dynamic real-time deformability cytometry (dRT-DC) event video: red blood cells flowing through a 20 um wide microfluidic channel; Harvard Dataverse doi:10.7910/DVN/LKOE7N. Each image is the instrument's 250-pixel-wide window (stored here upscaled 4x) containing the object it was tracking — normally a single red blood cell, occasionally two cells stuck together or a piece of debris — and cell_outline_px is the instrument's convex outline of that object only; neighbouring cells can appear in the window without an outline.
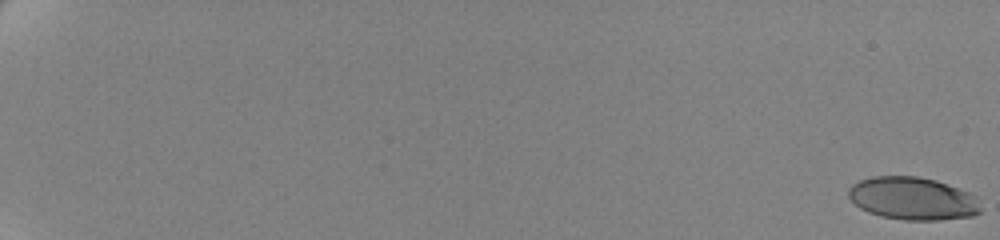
{"species": "human", "species_latin": "Homo sapiens", "temperature_condition": "cold", "stored_images_in_passage": 63, "camera_frame_rate_fps": 3000, "um_per_image_px": 0.085, "donor": {"sex": "female"}, "frame": {"image": 1, "passage_image": 1, "time_ms": 0.0, "image_size_px": [1000, 240], "cell_outline_px": [[980, 212], [972, 216], [940, 220], [904, 220], [880, 216], [868, 212], [860, 208], [848, 196], [848, 188], [852, 184], [860, 180], [872, 176], [916, 176], [936, 180], [968, 192], [976, 196], [980, 208]], "centroid_in_image_um": [77.56, 16.87], "position_along_channel_um": 7.4, "area_um2": 32.95}}
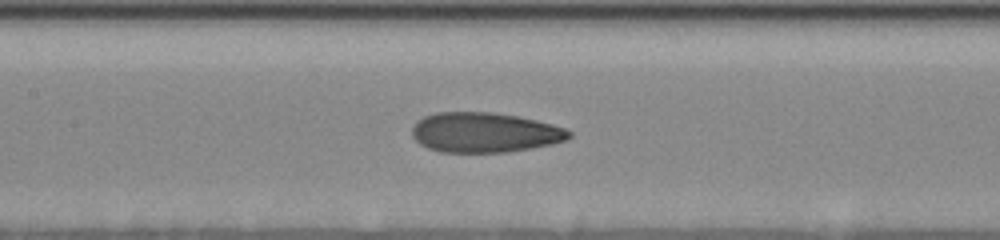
{"frame": {"image": 2, "passage_image": 35, "time_ms": 11.333, "image_size_px": [1000, 240], "cell_outline_px": [[572, 136], [568, 140], [552, 144], [532, 148], [508, 152], [440, 152], [428, 148], [420, 144], [412, 136], [412, 128], [416, 120], [424, 116], [436, 112], [492, 112], [516, 116], [536, 120], [552, 124], [564, 128], [572, 132]], "centroid_in_image_um": [41.19, 11.26], "position_along_channel_um": 166.2, "area_um2": 36.76}}
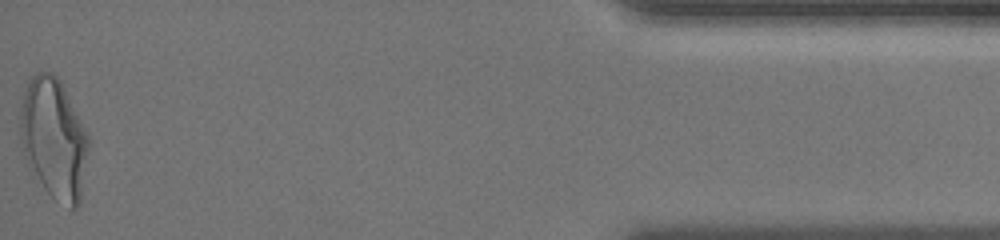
{"frame": {"image": 3, "passage_image": 63, "time_ms": 20.667, "image_size_px": [1000, 240], "cell_outline_px": [[88, 152], [80, 204], [76, 208], [72, 208], [52, 196], [44, 188], [28, 168], [20, 136], [20, 108], [24, 92], [28, 80], [36, 72], [52, 72], [60, 80], [88, 132]], "centroid_in_image_um": [4.57, 11.75], "position_along_channel_um": 430.6, "area_um2": 47.97}, "authors_computed_cell_mechanics": {"area_um2": 35.9516, "velocity_mm_per_s": 3.4917, "shape_relaxation_time_tau1_ms": 5.4851, "shape_relaxation_time_tau2_ms": 1.4216, "deformation_change_tau1": 0.1962, "deformation_change_tau2": 0.0873}}